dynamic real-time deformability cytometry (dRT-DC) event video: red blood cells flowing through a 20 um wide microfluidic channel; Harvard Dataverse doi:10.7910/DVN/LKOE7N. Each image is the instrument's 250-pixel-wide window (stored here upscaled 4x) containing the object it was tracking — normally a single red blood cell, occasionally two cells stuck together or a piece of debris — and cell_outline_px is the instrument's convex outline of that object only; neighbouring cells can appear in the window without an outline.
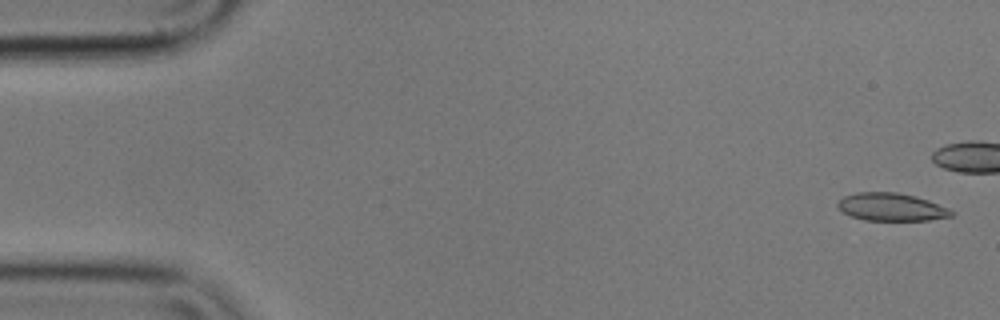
{"species": "common noctule bat (a hibernating species)", "species_latin": "Nyctalus noctula", "temperature_condition": "cold", "stored_images_in_passage": 6, "camera_frame_rate_fps": 3000, "um_per_image_px": 0.085, "animal": {"sex": "male", "body_mass_g": 17.9}, "frame": {"image": 1, "passage_image": 2, "time_ms": 0.333, "image_size_px": [1000, 320], "cell_outline_px": [[956, 212], [952, 216], [928, 220], [864, 220], [852, 216], [844, 212], [836, 204], [844, 196], [856, 192], [896, 192], [916, 196], [928, 200], [948, 208]], "centroid_in_image_um": [75.79, 17.59], "position_along_channel_um": 9.2, "area_um2": 18.32}}